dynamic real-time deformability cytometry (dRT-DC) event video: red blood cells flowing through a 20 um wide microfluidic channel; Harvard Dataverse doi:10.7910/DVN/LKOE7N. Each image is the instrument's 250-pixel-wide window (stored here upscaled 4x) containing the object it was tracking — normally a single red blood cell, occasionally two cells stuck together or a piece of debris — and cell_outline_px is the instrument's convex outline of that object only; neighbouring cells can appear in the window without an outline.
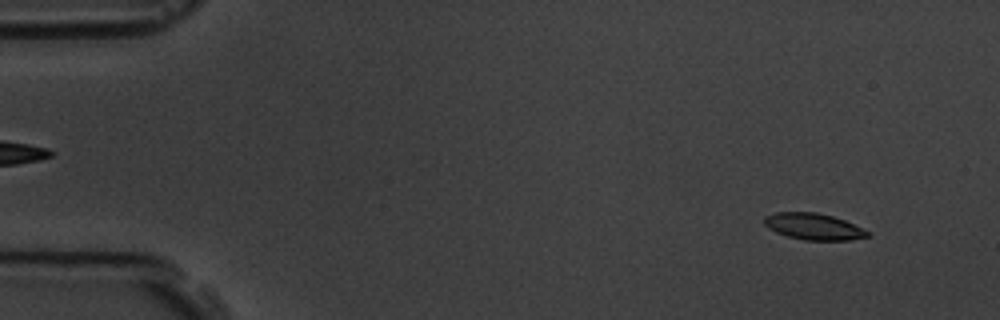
{"species": "common noctule bat (a hibernating species)", "species_latin": "Nyctalus noctula", "temperature_condition": "room temperature", "stored_images_in_passage": 6, "camera_frame_rate_fps": 3000, "um_per_image_px": 0.085, "animal": {"sex": "male", "body_mass_g": 19.5, "forearm_length_mm": 54.6}, "frame": {"image": 1, "passage_image": 1, "time_ms": 0.0, "image_size_px": [1000, 320], "cell_outline_px": [[872, 236], [852, 240], [804, 240], [788, 236], [776, 232], [768, 228], [764, 224], [764, 216], [776, 212], [816, 212], [832, 216], [844, 220], [872, 232]], "centroid_in_image_um": [69.19, 19.26], "position_along_channel_um": 15.8, "area_um2": 16.07}}
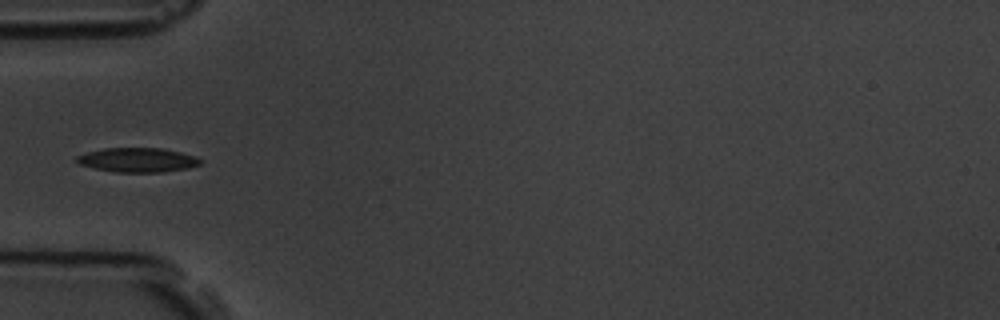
{"frame": {"image": 2, "passage_image": 5, "time_ms": 4.667, "image_size_px": [1000, 320], "cell_outline_px": [[200, 164], [188, 168], [164, 172], [116, 172], [96, 168], [80, 164], [72, 160], [76, 156], [88, 152], [104, 148], [164, 148], [196, 156], [200, 160]], "centroid_in_image_um": [11.68, 13.59], "position_along_channel_um": 73.3, "area_um2": 17.51}}
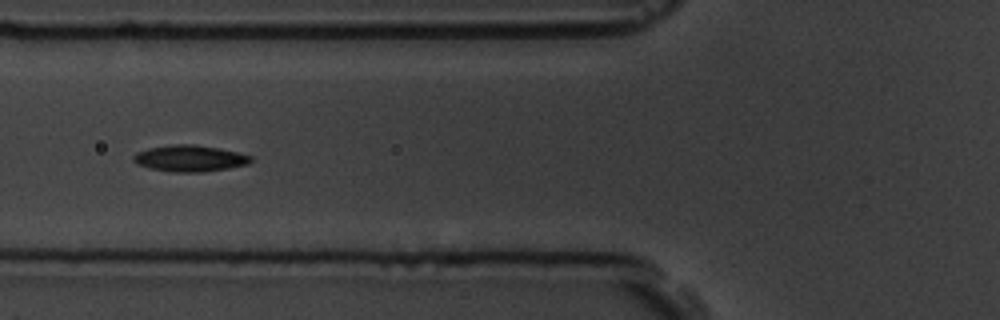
{"frame": {"image": 3, "passage_image": 6, "time_ms": 5.667, "image_size_px": [1000, 320], "cell_outline_px": [[252, 160], [248, 164], [228, 168], [204, 172], [172, 172], [148, 168], [136, 164], [132, 160], [132, 156], [136, 152], [148, 148], [172, 144], [196, 144], [220, 148], [252, 156]], "centroid_in_image_um": [16.09, 13.46], "position_along_channel_um": 109.7, "area_um2": 18.26}}